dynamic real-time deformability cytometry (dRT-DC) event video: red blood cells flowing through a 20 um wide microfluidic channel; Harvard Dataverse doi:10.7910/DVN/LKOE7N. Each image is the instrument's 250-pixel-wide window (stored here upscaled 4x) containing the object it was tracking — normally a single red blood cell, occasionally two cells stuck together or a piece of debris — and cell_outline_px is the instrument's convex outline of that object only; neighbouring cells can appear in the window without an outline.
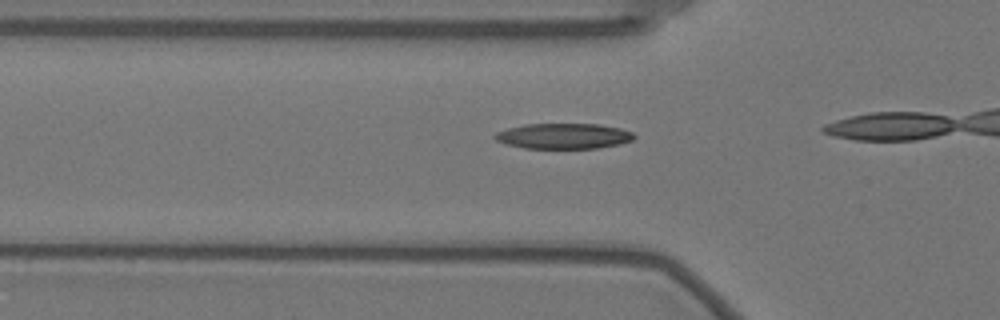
{"species": "Egyptian fruit bat (a non-hibernating species)", "species_latin": "Rousettus aegyptiacus", "temperature_condition": "warm", "stored_images_in_passage": 8, "camera_frame_rate_fps": 3000, "um_per_image_px": 0.085, "animal": {"sex": "female"}, "frame": {"image": 1, "passage_image": 6, "time_ms": 1.667, "image_size_px": [1000, 320], "cell_outline_px": [[636, 136], [632, 140], [620, 144], [596, 148], [524, 148], [508, 144], [496, 140], [492, 136], [496, 132], [508, 128], [524, 124], [600, 124], [620, 128], [632, 132]], "centroid_in_image_um": [47.91, 11.56], "position_along_channel_um": 77.9, "area_um2": 20.63}}